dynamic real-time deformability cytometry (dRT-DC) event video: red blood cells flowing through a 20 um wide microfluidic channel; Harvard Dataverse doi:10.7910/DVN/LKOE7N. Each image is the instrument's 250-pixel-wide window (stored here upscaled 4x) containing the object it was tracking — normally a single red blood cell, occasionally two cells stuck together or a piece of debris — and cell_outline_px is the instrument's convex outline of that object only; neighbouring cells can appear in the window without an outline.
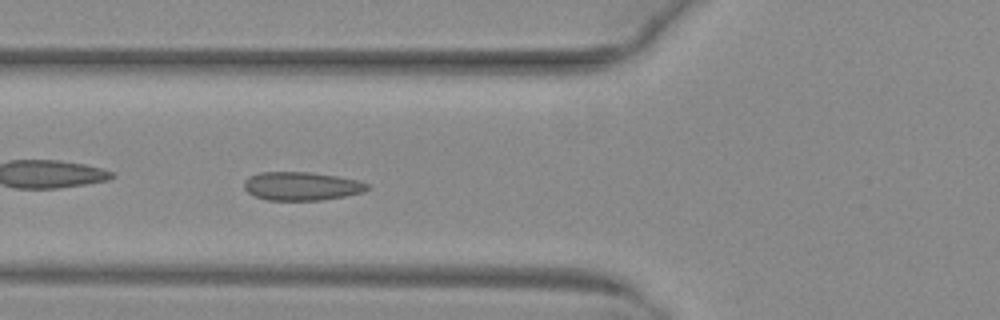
{"species": "common noctule bat (a hibernating species)", "species_latin": "Nyctalus noctula", "temperature_condition": "warm", "stored_images_in_passage": 47, "camera_frame_rate_fps": 3000, "um_per_image_px": 0.085, "animal": {"sex": "female", "body_mass_g": 29.2, "forearm_length_mm": 56.3}, "frame": {"image": 1, "passage_image": 16, "time_ms": 5.0, "image_size_px": [1000, 320], "cell_outline_px": [[368, 188], [364, 192], [344, 196], [320, 200], [268, 200], [256, 196], [248, 192], [244, 188], [244, 180], [248, 176], [260, 172], [308, 172], [336, 176], [356, 180], [368, 184]], "centroid_in_image_um": [25.59, 15.82], "position_along_channel_um": 100.2, "area_um2": 20.29}}
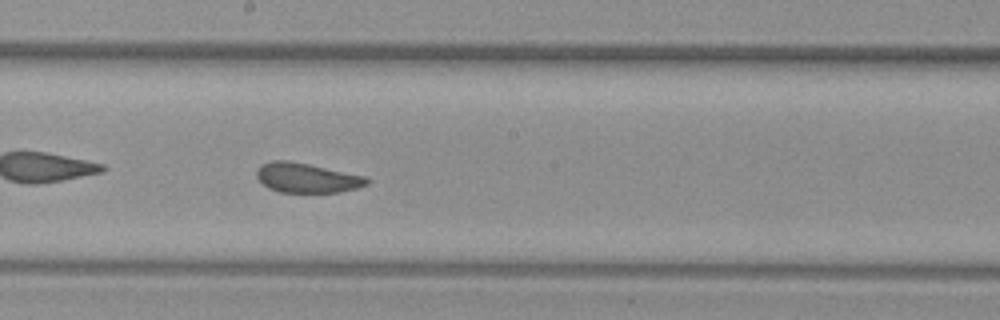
{"frame": {"image": 2, "passage_image": 25, "time_ms": 8.0, "image_size_px": [1000, 320], "cell_outline_px": [[372, 180], [368, 184], [356, 188], [340, 192], [280, 192], [268, 188], [256, 176], [256, 172], [260, 164], [272, 160], [288, 160], [368, 176]], "centroid_in_image_um": [26.11, 15.11], "position_along_channel_um": 222.1, "area_um2": 19.19}}
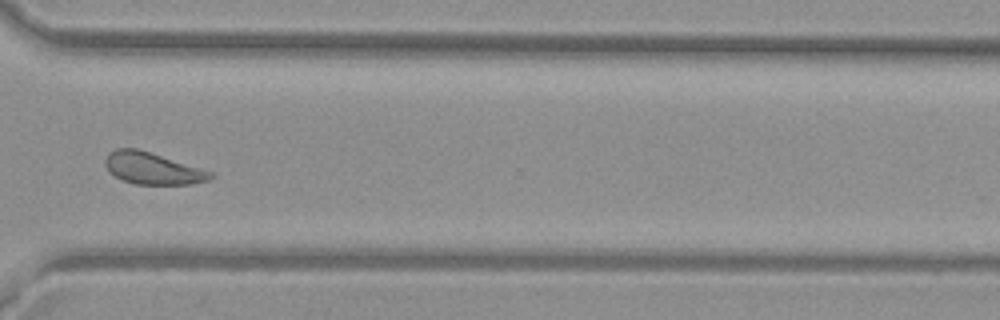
{"frame": {"image": 3, "passage_image": 35, "time_ms": 11.333, "image_size_px": [1000, 320], "cell_outline_px": [[216, 176], [208, 180], [192, 184], [136, 184], [120, 180], [108, 172], [104, 164], [104, 160], [108, 152], [116, 148], [136, 148], [200, 168], [212, 172]], "centroid_in_image_um": [12.91, 14.32], "position_along_channel_um": 357.7, "area_um2": 19.54}, "authors_computed_cell_mechanics": {"area_um2": 20.23, "velocity_mm_per_s": 4.058, "shape_relaxation_time_tau1_ms": 5.2093, "shape_relaxation_time_tau2_ms": 0.9969, "deformation_change_tau1": 0.1023, "deformation_change_tau2": 0.0496}}